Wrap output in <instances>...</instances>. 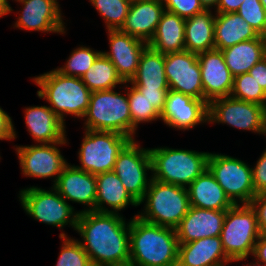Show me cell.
Returning a JSON list of instances; mask_svg holds the SVG:
<instances>
[{
	"mask_svg": "<svg viewBox=\"0 0 266 266\" xmlns=\"http://www.w3.org/2000/svg\"><path fill=\"white\" fill-rule=\"evenodd\" d=\"M126 222L120 213H79L75 231L93 266H129L130 220Z\"/></svg>",
	"mask_w": 266,
	"mask_h": 266,
	"instance_id": "6da1fadb",
	"label": "cell"
},
{
	"mask_svg": "<svg viewBox=\"0 0 266 266\" xmlns=\"http://www.w3.org/2000/svg\"><path fill=\"white\" fill-rule=\"evenodd\" d=\"M129 266H177L179 242L176 231L143 221L134 215L130 218Z\"/></svg>",
	"mask_w": 266,
	"mask_h": 266,
	"instance_id": "7a4b0ae2",
	"label": "cell"
},
{
	"mask_svg": "<svg viewBox=\"0 0 266 266\" xmlns=\"http://www.w3.org/2000/svg\"><path fill=\"white\" fill-rule=\"evenodd\" d=\"M32 81L41 88L37 96L49 102L50 109L64 124L66 115L84 117L92 92L80 77L65 76L53 69L33 77Z\"/></svg>",
	"mask_w": 266,
	"mask_h": 266,
	"instance_id": "3957f363",
	"label": "cell"
},
{
	"mask_svg": "<svg viewBox=\"0 0 266 266\" xmlns=\"http://www.w3.org/2000/svg\"><path fill=\"white\" fill-rule=\"evenodd\" d=\"M152 162V179L187 188L207 169L209 152L175 149L169 147L149 148Z\"/></svg>",
	"mask_w": 266,
	"mask_h": 266,
	"instance_id": "277c9868",
	"label": "cell"
},
{
	"mask_svg": "<svg viewBox=\"0 0 266 266\" xmlns=\"http://www.w3.org/2000/svg\"><path fill=\"white\" fill-rule=\"evenodd\" d=\"M141 204H144V209L136 216L148 223L173 229L179 225L190 207L187 188L155 179L151 180L139 206Z\"/></svg>",
	"mask_w": 266,
	"mask_h": 266,
	"instance_id": "5b68a950",
	"label": "cell"
},
{
	"mask_svg": "<svg viewBox=\"0 0 266 266\" xmlns=\"http://www.w3.org/2000/svg\"><path fill=\"white\" fill-rule=\"evenodd\" d=\"M111 90L91 93L88 109L82 118L84 129L95 131H112L128 136L133 140V123L127 96Z\"/></svg>",
	"mask_w": 266,
	"mask_h": 266,
	"instance_id": "8992f818",
	"label": "cell"
},
{
	"mask_svg": "<svg viewBox=\"0 0 266 266\" xmlns=\"http://www.w3.org/2000/svg\"><path fill=\"white\" fill-rule=\"evenodd\" d=\"M260 234L256 211L250 204H234L226 210L220 238L224 252L232 262L252 256Z\"/></svg>",
	"mask_w": 266,
	"mask_h": 266,
	"instance_id": "52a82bcc",
	"label": "cell"
},
{
	"mask_svg": "<svg viewBox=\"0 0 266 266\" xmlns=\"http://www.w3.org/2000/svg\"><path fill=\"white\" fill-rule=\"evenodd\" d=\"M21 206L34 220L62 229L59 238L68 237L63 232L66 225L76 230L79 211L67 202L53 187L43 189L38 186L21 189L18 195Z\"/></svg>",
	"mask_w": 266,
	"mask_h": 266,
	"instance_id": "ba28073f",
	"label": "cell"
},
{
	"mask_svg": "<svg viewBox=\"0 0 266 266\" xmlns=\"http://www.w3.org/2000/svg\"><path fill=\"white\" fill-rule=\"evenodd\" d=\"M84 131L78 151L80 165L74 166L93 175L113 171L119 153L132 139L112 131Z\"/></svg>",
	"mask_w": 266,
	"mask_h": 266,
	"instance_id": "9c48e42d",
	"label": "cell"
},
{
	"mask_svg": "<svg viewBox=\"0 0 266 266\" xmlns=\"http://www.w3.org/2000/svg\"><path fill=\"white\" fill-rule=\"evenodd\" d=\"M207 169L234 204H250L256 195L252 183V167L239 158L209 153Z\"/></svg>",
	"mask_w": 266,
	"mask_h": 266,
	"instance_id": "30bf717a",
	"label": "cell"
},
{
	"mask_svg": "<svg viewBox=\"0 0 266 266\" xmlns=\"http://www.w3.org/2000/svg\"><path fill=\"white\" fill-rule=\"evenodd\" d=\"M266 107L227 96L208 104V124H226L239 130L263 135Z\"/></svg>",
	"mask_w": 266,
	"mask_h": 266,
	"instance_id": "8fae6325",
	"label": "cell"
},
{
	"mask_svg": "<svg viewBox=\"0 0 266 266\" xmlns=\"http://www.w3.org/2000/svg\"><path fill=\"white\" fill-rule=\"evenodd\" d=\"M113 171L128 193L138 202L143 199L152 180V162L149 148L131 140L119 153Z\"/></svg>",
	"mask_w": 266,
	"mask_h": 266,
	"instance_id": "7c38bea8",
	"label": "cell"
},
{
	"mask_svg": "<svg viewBox=\"0 0 266 266\" xmlns=\"http://www.w3.org/2000/svg\"><path fill=\"white\" fill-rule=\"evenodd\" d=\"M68 143L66 138L63 142L16 146L15 151L23 176L38 179L53 178L54 185L68 164L61 154L59 146H65Z\"/></svg>",
	"mask_w": 266,
	"mask_h": 266,
	"instance_id": "4fadbf2b",
	"label": "cell"
},
{
	"mask_svg": "<svg viewBox=\"0 0 266 266\" xmlns=\"http://www.w3.org/2000/svg\"><path fill=\"white\" fill-rule=\"evenodd\" d=\"M164 68L170 90L204 100L198 54L186 50L167 53Z\"/></svg>",
	"mask_w": 266,
	"mask_h": 266,
	"instance_id": "5bb4252c",
	"label": "cell"
},
{
	"mask_svg": "<svg viewBox=\"0 0 266 266\" xmlns=\"http://www.w3.org/2000/svg\"><path fill=\"white\" fill-rule=\"evenodd\" d=\"M13 1V0H12ZM21 3L14 28L43 33H66L58 0H14Z\"/></svg>",
	"mask_w": 266,
	"mask_h": 266,
	"instance_id": "9a60e30c",
	"label": "cell"
},
{
	"mask_svg": "<svg viewBox=\"0 0 266 266\" xmlns=\"http://www.w3.org/2000/svg\"><path fill=\"white\" fill-rule=\"evenodd\" d=\"M160 120L173 129L189 131L199 124L208 123V104L169 89Z\"/></svg>",
	"mask_w": 266,
	"mask_h": 266,
	"instance_id": "2e32d148",
	"label": "cell"
},
{
	"mask_svg": "<svg viewBox=\"0 0 266 266\" xmlns=\"http://www.w3.org/2000/svg\"><path fill=\"white\" fill-rule=\"evenodd\" d=\"M110 51L102 53L113 63L117 74L129 82L136 74L142 52L148 43L118 30H107Z\"/></svg>",
	"mask_w": 266,
	"mask_h": 266,
	"instance_id": "e0dca14e",
	"label": "cell"
},
{
	"mask_svg": "<svg viewBox=\"0 0 266 266\" xmlns=\"http://www.w3.org/2000/svg\"><path fill=\"white\" fill-rule=\"evenodd\" d=\"M201 68L204 101H211L231 95L234 77L225 64L221 50L213 49L198 54Z\"/></svg>",
	"mask_w": 266,
	"mask_h": 266,
	"instance_id": "ac0fdd59",
	"label": "cell"
},
{
	"mask_svg": "<svg viewBox=\"0 0 266 266\" xmlns=\"http://www.w3.org/2000/svg\"><path fill=\"white\" fill-rule=\"evenodd\" d=\"M52 187L66 200L84 205L79 213L95 211V175L67 164Z\"/></svg>",
	"mask_w": 266,
	"mask_h": 266,
	"instance_id": "d6986e66",
	"label": "cell"
},
{
	"mask_svg": "<svg viewBox=\"0 0 266 266\" xmlns=\"http://www.w3.org/2000/svg\"><path fill=\"white\" fill-rule=\"evenodd\" d=\"M226 210H209L190 206L175 228L179 244L201 238L220 236Z\"/></svg>",
	"mask_w": 266,
	"mask_h": 266,
	"instance_id": "ffe728a7",
	"label": "cell"
},
{
	"mask_svg": "<svg viewBox=\"0 0 266 266\" xmlns=\"http://www.w3.org/2000/svg\"><path fill=\"white\" fill-rule=\"evenodd\" d=\"M164 11L162 0L133 1L120 30L149 43Z\"/></svg>",
	"mask_w": 266,
	"mask_h": 266,
	"instance_id": "44dd1931",
	"label": "cell"
},
{
	"mask_svg": "<svg viewBox=\"0 0 266 266\" xmlns=\"http://www.w3.org/2000/svg\"><path fill=\"white\" fill-rule=\"evenodd\" d=\"M24 110L27 131L36 144L63 142L67 138L66 124L49 106H29Z\"/></svg>",
	"mask_w": 266,
	"mask_h": 266,
	"instance_id": "7402d4cb",
	"label": "cell"
},
{
	"mask_svg": "<svg viewBox=\"0 0 266 266\" xmlns=\"http://www.w3.org/2000/svg\"><path fill=\"white\" fill-rule=\"evenodd\" d=\"M233 263L224 252L220 236L179 244L177 266H226Z\"/></svg>",
	"mask_w": 266,
	"mask_h": 266,
	"instance_id": "603a6c76",
	"label": "cell"
},
{
	"mask_svg": "<svg viewBox=\"0 0 266 266\" xmlns=\"http://www.w3.org/2000/svg\"><path fill=\"white\" fill-rule=\"evenodd\" d=\"M95 177L97 183L95 211L119 214L128 205L139 206L114 171L97 174Z\"/></svg>",
	"mask_w": 266,
	"mask_h": 266,
	"instance_id": "cb8c5ba5",
	"label": "cell"
},
{
	"mask_svg": "<svg viewBox=\"0 0 266 266\" xmlns=\"http://www.w3.org/2000/svg\"><path fill=\"white\" fill-rule=\"evenodd\" d=\"M187 190L190 206L209 210H228L234 205L208 169L198 176Z\"/></svg>",
	"mask_w": 266,
	"mask_h": 266,
	"instance_id": "d4e9b609",
	"label": "cell"
},
{
	"mask_svg": "<svg viewBox=\"0 0 266 266\" xmlns=\"http://www.w3.org/2000/svg\"><path fill=\"white\" fill-rule=\"evenodd\" d=\"M260 35L237 12L216 13L214 26L215 49L223 50Z\"/></svg>",
	"mask_w": 266,
	"mask_h": 266,
	"instance_id": "484cf974",
	"label": "cell"
},
{
	"mask_svg": "<svg viewBox=\"0 0 266 266\" xmlns=\"http://www.w3.org/2000/svg\"><path fill=\"white\" fill-rule=\"evenodd\" d=\"M222 51L225 64L233 77L249 72V70L266 57V37L259 36L239 42Z\"/></svg>",
	"mask_w": 266,
	"mask_h": 266,
	"instance_id": "4316f807",
	"label": "cell"
},
{
	"mask_svg": "<svg viewBox=\"0 0 266 266\" xmlns=\"http://www.w3.org/2000/svg\"><path fill=\"white\" fill-rule=\"evenodd\" d=\"M185 19L164 11L148 46L162 54L185 51Z\"/></svg>",
	"mask_w": 266,
	"mask_h": 266,
	"instance_id": "83f0119b",
	"label": "cell"
},
{
	"mask_svg": "<svg viewBox=\"0 0 266 266\" xmlns=\"http://www.w3.org/2000/svg\"><path fill=\"white\" fill-rule=\"evenodd\" d=\"M164 66L165 54L147 46L141 54L136 74L127 83L137 89H169Z\"/></svg>",
	"mask_w": 266,
	"mask_h": 266,
	"instance_id": "f1b7e54d",
	"label": "cell"
},
{
	"mask_svg": "<svg viewBox=\"0 0 266 266\" xmlns=\"http://www.w3.org/2000/svg\"><path fill=\"white\" fill-rule=\"evenodd\" d=\"M215 15L211 10H204L185 19V50L200 54L215 49Z\"/></svg>",
	"mask_w": 266,
	"mask_h": 266,
	"instance_id": "f546056e",
	"label": "cell"
},
{
	"mask_svg": "<svg viewBox=\"0 0 266 266\" xmlns=\"http://www.w3.org/2000/svg\"><path fill=\"white\" fill-rule=\"evenodd\" d=\"M81 80L91 92L111 90L125 82L117 74L113 63L101 53L88 71L81 76Z\"/></svg>",
	"mask_w": 266,
	"mask_h": 266,
	"instance_id": "4dcf8cb0",
	"label": "cell"
},
{
	"mask_svg": "<svg viewBox=\"0 0 266 266\" xmlns=\"http://www.w3.org/2000/svg\"><path fill=\"white\" fill-rule=\"evenodd\" d=\"M128 102L131 113V120L133 123V140L136 137V130L140 123H151L152 121L160 120V113L153 108L149 100L143 96L140 91L132 84L126 85Z\"/></svg>",
	"mask_w": 266,
	"mask_h": 266,
	"instance_id": "1f68e13d",
	"label": "cell"
},
{
	"mask_svg": "<svg viewBox=\"0 0 266 266\" xmlns=\"http://www.w3.org/2000/svg\"><path fill=\"white\" fill-rule=\"evenodd\" d=\"M97 13L104 18L107 30L121 29L128 15L129 0H89Z\"/></svg>",
	"mask_w": 266,
	"mask_h": 266,
	"instance_id": "d6a6232c",
	"label": "cell"
},
{
	"mask_svg": "<svg viewBox=\"0 0 266 266\" xmlns=\"http://www.w3.org/2000/svg\"><path fill=\"white\" fill-rule=\"evenodd\" d=\"M101 53V50L98 51L85 45H79L71 52L65 65L57 67L56 70L65 76L81 78Z\"/></svg>",
	"mask_w": 266,
	"mask_h": 266,
	"instance_id": "836d02e7",
	"label": "cell"
},
{
	"mask_svg": "<svg viewBox=\"0 0 266 266\" xmlns=\"http://www.w3.org/2000/svg\"><path fill=\"white\" fill-rule=\"evenodd\" d=\"M230 96L266 107V92L249 72L234 77Z\"/></svg>",
	"mask_w": 266,
	"mask_h": 266,
	"instance_id": "e575fe53",
	"label": "cell"
},
{
	"mask_svg": "<svg viewBox=\"0 0 266 266\" xmlns=\"http://www.w3.org/2000/svg\"><path fill=\"white\" fill-rule=\"evenodd\" d=\"M61 249L55 266H93L78 239L62 237Z\"/></svg>",
	"mask_w": 266,
	"mask_h": 266,
	"instance_id": "d590c367",
	"label": "cell"
},
{
	"mask_svg": "<svg viewBox=\"0 0 266 266\" xmlns=\"http://www.w3.org/2000/svg\"><path fill=\"white\" fill-rule=\"evenodd\" d=\"M237 13L259 35L266 37V10L263 8L260 0H244Z\"/></svg>",
	"mask_w": 266,
	"mask_h": 266,
	"instance_id": "8d00e7d4",
	"label": "cell"
},
{
	"mask_svg": "<svg viewBox=\"0 0 266 266\" xmlns=\"http://www.w3.org/2000/svg\"><path fill=\"white\" fill-rule=\"evenodd\" d=\"M166 11L177 14L184 19L193 17L205 9L199 0H162Z\"/></svg>",
	"mask_w": 266,
	"mask_h": 266,
	"instance_id": "74e56055",
	"label": "cell"
},
{
	"mask_svg": "<svg viewBox=\"0 0 266 266\" xmlns=\"http://www.w3.org/2000/svg\"><path fill=\"white\" fill-rule=\"evenodd\" d=\"M252 183L255 194L266 192V148L252 167Z\"/></svg>",
	"mask_w": 266,
	"mask_h": 266,
	"instance_id": "f35d334b",
	"label": "cell"
},
{
	"mask_svg": "<svg viewBox=\"0 0 266 266\" xmlns=\"http://www.w3.org/2000/svg\"><path fill=\"white\" fill-rule=\"evenodd\" d=\"M257 215L261 233H266V192L256 194L250 203Z\"/></svg>",
	"mask_w": 266,
	"mask_h": 266,
	"instance_id": "ab89813d",
	"label": "cell"
},
{
	"mask_svg": "<svg viewBox=\"0 0 266 266\" xmlns=\"http://www.w3.org/2000/svg\"><path fill=\"white\" fill-rule=\"evenodd\" d=\"M140 93L145 96L153 108L160 114L164 110L166 94L169 89H138Z\"/></svg>",
	"mask_w": 266,
	"mask_h": 266,
	"instance_id": "60d3db41",
	"label": "cell"
},
{
	"mask_svg": "<svg viewBox=\"0 0 266 266\" xmlns=\"http://www.w3.org/2000/svg\"><path fill=\"white\" fill-rule=\"evenodd\" d=\"M17 138L12 118L0 107V140H14Z\"/></svg>",
	"mask_w": 266,
	"mask_h": 266,
	"instance_id": "b9f144b4",
	"label": "cell"
},
{
	"mask_svg": "<svg viewBox=\"0 0 266 266\" xmlns=\"http://www.w3.org/2000/svg\"><path fill=\"white\" fill-rule=\"evenodd\" d=\"M249 73L266 92V57L256 63Z\"/></svg>",
	"mask_w": 266,
	"mask_h": 266,
	"instance_id": "7bdbcfd3",
	"label": "cell"
},
{
	"mask_svg": "<svg viewBox=\"0 0 266 266\" xmlns=\"http://www.w3.org/2000/svg\"><path fill=\"white\" fill-rule=\"evenodd\" d=\"M252 257L256 262L266 265V233L260 234L255 244Z\"/></svg>",
	"mask_w": 266,
	"mask_h": 266,
	"instance_id": "ee69618b",
	"label": "cell"
},
{
	"mask_svg": "<svg viewBox=\"0 0 266 266\" xmlns=\"http://www.w3.org/2000/svg\"><path fill=\"white\" fill-rule=\"evenodd\" d=\"M244 0H219L215 13H234L240 8Z\"/></svg>",
	"mask_w": 266,
	"mask_h": 266,
	"instance_id": "f6af8a7d",
	"label": "cell"
},
{
	"mask_svg": "<svg viewBox=\"0 0 266 266\" xmlns=\"http://www.w3.org/2000/svg\"><path fill=\"white\" fill-rule=\"evenodd\" d=\"M9 3L8 0H0V17L8 15L14 11Z\"/></svg>",
	"mask_w": 266,
	"mask_h": 266,
	"instance_id": "bcb514c9",
	"label": "cell"
},
{
	"mask_svg": "<svg viewBox=\"0 0 266 266\" xmlns=\"http://www.w3.org/2000/svg\"><path fill=\"white\" fill-rule=\"evenodd\" d=\"M199 1L205 10H211V8L215 10L219 3V0H199Z\"/></svg>",
	"mask_w": 266,
	"mask_h": 266,
	"instance_id": "7dc6e473",
	"label": "cell"
},
{
	"mask_svg": "<svg viewBox=\"0 0 266 266\" xmlns=\"http://www.w3.org/2000/svg\"><path fill=\"white\" fill-rule=\"evenodd\" d=\"M245 266H266V265L260 264V263L253 260V262L245 264Z\"/></svg>",
	"mask_w": 266,
	"mask_h": 266,
	"instance_id": "c3c4849f",
	"label": "cell"
},
{
	"mask_svg": "<svg viewBox=\"0 0 266 266\" xmlns=\"http://www.w3.org/2000/svg\"><path fill=\"white\" fill-rule=\"evenodd\" d=\"M260 2L263 5V8L266 10V0H260Z\"/></svg>",
	"mask_w": 266,
	"mask_h": 266,
	"instance_id": "681fc988",
	"label": "cell"
},
{
	"mask_svg": "<svg viewBox=\"0 0 266 266\" xmlns=\"http://www.w3.org/2000/svg\"><path fill=\"white\" fill-rule=\"evenodd\" d=\"M263 136L266 137V122H265V127L263 129Z\"/></svg>",
	"mask_w": 266,
	"mask_h": 266,
	"instance_id": "f907efd6",
	"label": "cell"
}]
</instances>
